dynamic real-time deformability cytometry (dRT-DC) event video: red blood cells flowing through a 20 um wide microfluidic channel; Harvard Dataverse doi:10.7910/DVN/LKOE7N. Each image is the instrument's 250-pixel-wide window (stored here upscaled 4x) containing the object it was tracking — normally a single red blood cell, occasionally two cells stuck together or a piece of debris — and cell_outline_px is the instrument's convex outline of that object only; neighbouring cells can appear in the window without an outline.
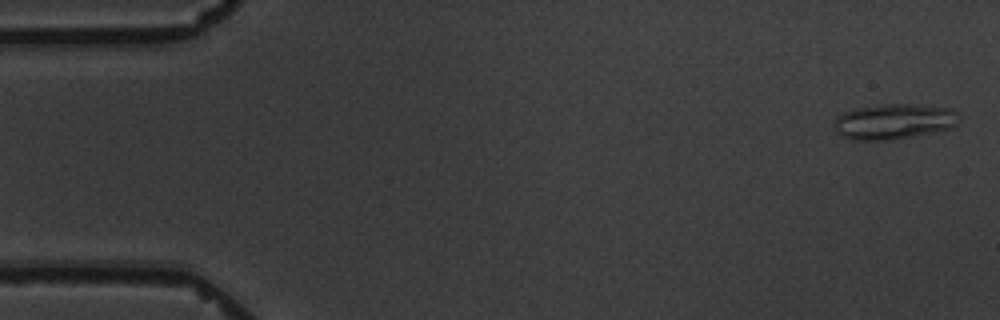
{"species": "common noctule bat (a hibernating species)", "species_latin": "Nyctalus noctula", "temperature_condition": "warm", "stored_images_in_passage": 7, "camera_frame_rate_fps": 3000, "um_per_image_px": 0.085, "animal": {"sex": "male", "body_mass_g": 19.5, "forearm_length_mm": 54.6}, "frame": {"image": 1, "passage_image": 1, "time_ms": 0.0, "image_size_px": [1000, 320], "cell_outline_px": [[956, 124], [952, 128], [936, 132], [892, 140], [852, 140], [840, 136], [832, 128], [832, 124], [836, 116], [844, 112], [856, 108], [884, 104], [912, 104], [948, 108], [956, 112]], "centroid_in_image_um": [75.89, 10.34], "position_along_channel_um": 9.1, "area_um2": 25.95}}
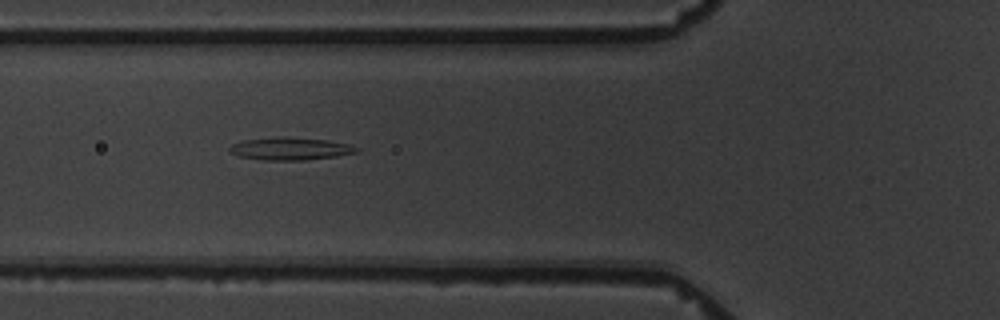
{"frame": {"image": 2, "passage_image": 5, "time_ms": 6.333, "image_size_px": [1000, 320], "cell_outline_px": [[360, 148], [356, 152], [336, 156], [308, 160], [264, 160], [236, 156], [228, 148], [232, 144], [244, 140], [284, 136], [328, 140], [348, 144]], "centroid_in_image_um": [24.67, 12.64], "position_along_channel_um": 101.1, "area_um2": 16.7}}
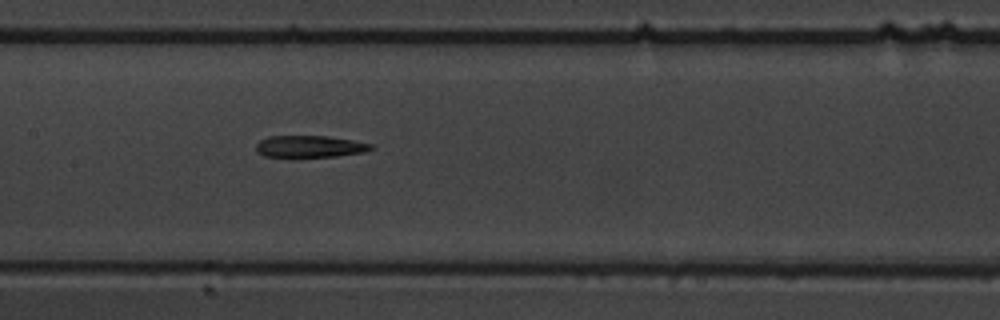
{"frame": {"image": 3, "passage_image": 7, "time_ms": 8.667, "image_size_px": [1000, 320], "cell_outline_px": [[376, 148], [364, 152], [336, 156], [292, 160], [288, 160], [264, 156], [256, 152], [256, 144], [260, 140], [268, 136], [328, 136], [352, 140], [372, 144]], "centroid_in_image_um": [26.26, 12.5], "position_along_channel_um": 181.1, "area_um2": 15.61}}